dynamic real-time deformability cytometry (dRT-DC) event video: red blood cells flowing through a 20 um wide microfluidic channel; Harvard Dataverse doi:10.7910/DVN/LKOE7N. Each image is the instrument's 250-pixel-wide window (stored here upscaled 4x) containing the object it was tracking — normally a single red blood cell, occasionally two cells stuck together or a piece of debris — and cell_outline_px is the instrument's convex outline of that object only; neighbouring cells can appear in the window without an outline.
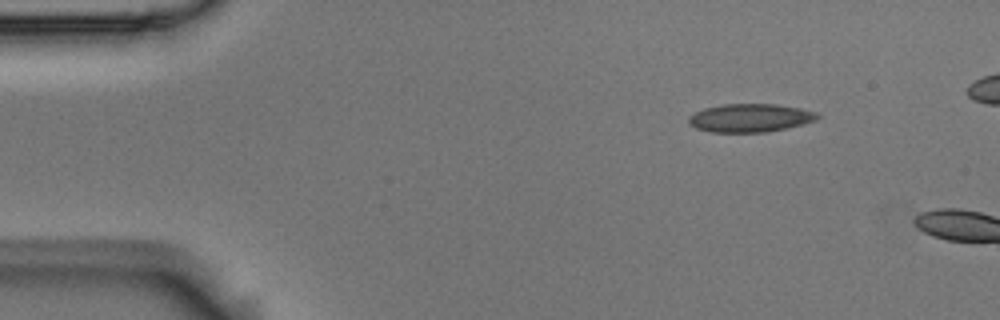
{"species": "Egyptian fruit bat (a non-hibernating species)", "species_latin": "Rousettus aegyptiacus", "temperature_condition": "room temperature", "stored_images_in_passage": 2, "camera_frame_rate_fps": 3000, "um_per_image_px": 0.085, "animal": {"sex": "male"}, "frame": {"image": 1, "passage_image": 1, "time_ms": 0.0, "image_size_px": [1000, 320], "cell_outline_px": [[820, 116], [816, 120], [804, 124], [768, 132], [712, 132], [696, 128], [688, 124], [688, 116], [704, 108], [724, 104], [776, 104], [800, 108], [816, 112]], "centroid_in_image_um": [63.76, 10.02], "position_along_channel_um": 21.2, "area_um2": 21.27}}